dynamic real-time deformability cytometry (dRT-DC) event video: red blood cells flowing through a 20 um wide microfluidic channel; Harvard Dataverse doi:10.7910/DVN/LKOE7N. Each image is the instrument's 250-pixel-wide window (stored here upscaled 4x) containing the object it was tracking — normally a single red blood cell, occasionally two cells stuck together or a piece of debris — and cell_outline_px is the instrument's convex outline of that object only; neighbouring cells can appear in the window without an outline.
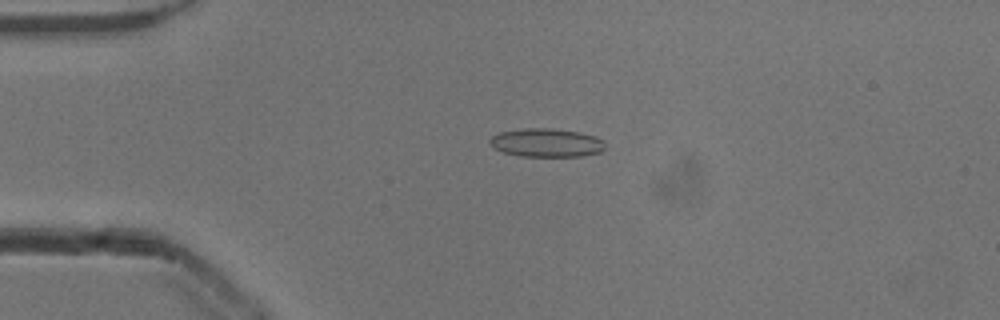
{"species": "common noctule bat (a hibernating species)", "species_latin": "Nyctalus noctula", "temperature_condition": "cold", "stored_images_in_passage": 16, "camera_frame_rate_fps": 3000, "um_per_image_px": 0.085, "animal": {"sex": "male", "body_mass_g": 13.3}, "frame": {"image": 1, "passage_image": 13, "time_ms": 4.0, "image_size_px": [1000, 320], "cell_outline_px": [[604, 148], [600, 152], [580, 156], [520, 156], [504, 152], [492, 148], [488, 144], [488, 140], [492, 136], [500, 132], [520, 128], [552, 128], [580, 132], [596, 136], [604, 140]], "centroid_in_image_um": [46.41, 12.12], "position_along_channel_um": 38.6, "area_um2": 19.36}}